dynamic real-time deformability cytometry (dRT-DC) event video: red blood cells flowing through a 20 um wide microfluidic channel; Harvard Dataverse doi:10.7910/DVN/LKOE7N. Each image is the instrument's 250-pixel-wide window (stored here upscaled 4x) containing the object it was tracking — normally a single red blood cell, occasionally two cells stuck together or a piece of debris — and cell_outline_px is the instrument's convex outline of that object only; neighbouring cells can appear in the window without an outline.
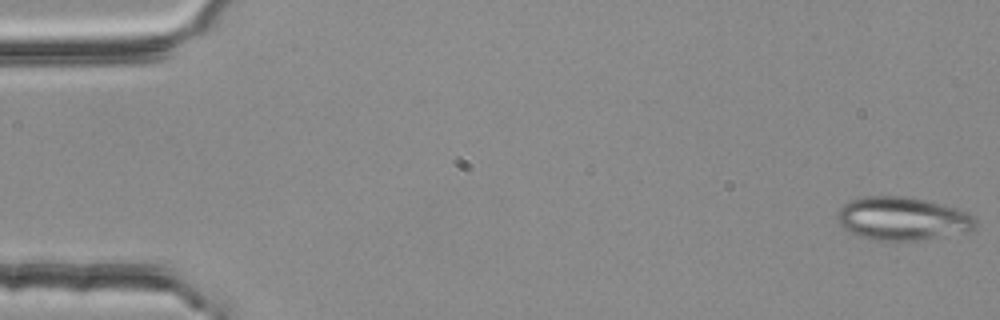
{"species": "common noctule bat (a hibernating species)", "species_latin": "Nyctalus noctula", "temperature_condition": "room temperature", "stored_images_in_passage": 54, "camera_frame_rate_fps": 3000, "um_per_image_px": 0.085, "animal": {"sex": "female", "body_mass_g": 25.1}, "frame": {"image": 1, "passage_image": 1, "time_ms": 0.0, "image_size_px": [1000, 320], "cell_outline_px": [[976, 224], [972, 232], [916, 240], [868, 240], [848, 232], [840, 228], [836, 220], [836, 216], [840, 208], [848, 200], [864, 196], [904, 196], [944, 204], [968, 212], [976, 220]], "centroid_in_image_um": [76.67, 18.59], "position_along_channel_um": 8.3, "area_um2": 35.37}}
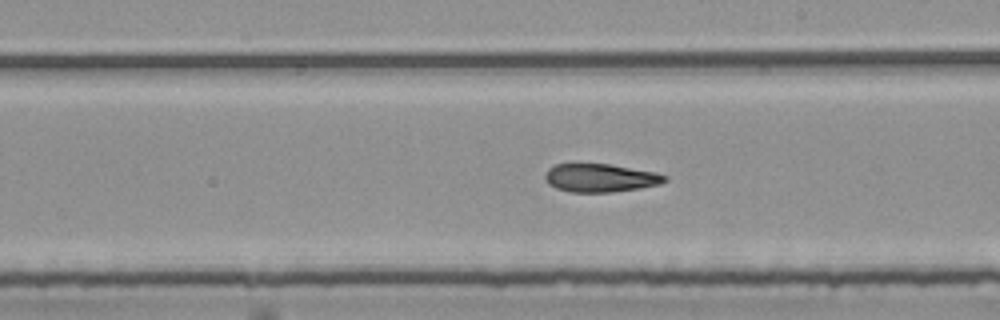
{"frame": {"image": 2, "passage_image": 31, "time_ms": 10.0, "image_size_px": [1000, 320], "cell_outline_px": [[668, 180], [660, 184], [640, 188], [612, 192], [572, 192], [556, 188], [548, 184], [544, 176], [548, 168], [556, 164], [608, 164], [656, 172], [668, 176]], "centroid_in_image_um": [51.04, 15.12], "position_along_channel_um": 238.0, "area_um2": 19.71}}
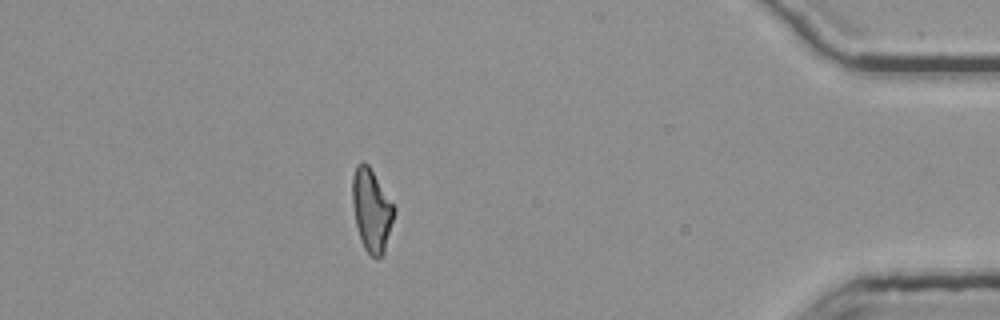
{"frame": {"image": 3, "passage_image": 48, "time_ms": 15.667, "image_size_px": [1000, 320], "cell_outline_px": [[396, 208], [384, 252], [376, 260], [364, 248], [356, 224], [352, 204], [352, 176], [356, 164], [360, 160], [364, 160], [368, 164]], "centroid_in_image_um": [31.57, 17.81], "position_along_channel_um": 403.6, "area_um2": 20.06}, "authors_computed_cell_mechanics": {"area_um2": 20.7502, "velocity_mm_per_s": 3.7926, "shape_relaxation_time_tau1_ms": 6.8186, "shape_relaxation_time_tau2_ms": 3.5401, "deformation_change_tau1": 0.1912, "deformation_change_tau2": 0.1294}}